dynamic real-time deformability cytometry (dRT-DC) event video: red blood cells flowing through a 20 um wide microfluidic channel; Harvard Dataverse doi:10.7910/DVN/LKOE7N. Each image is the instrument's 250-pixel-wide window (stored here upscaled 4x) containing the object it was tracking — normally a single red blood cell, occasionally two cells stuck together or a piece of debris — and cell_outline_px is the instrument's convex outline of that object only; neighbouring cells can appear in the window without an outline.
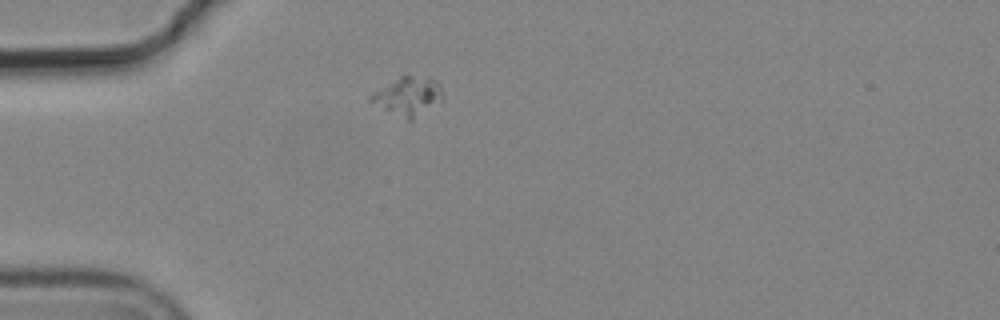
{"species": "common noctule bat (a hibernating species)", "species_latin": "Nyctalus noctula", "temperature_condition": "cold", "stored_images_in_passage": 8, "camera_frame_rate_fps": 3000, "um_per_image_px": 0.085, "animal": {"sex": "male", "body_mass_g": 19.2, "forearm_length_mm": 51.8}, "frame": {"image": 1, "passage_image": 1, "time_ms": 0.0, "image_size_px": [1000, 320], "cell_outline_px": [[444, 100], [412, 120], [408, 120], [368, 100], [368, 96], [400, 76], [428, 76], [436, 80], [440, 84]], "centroid_in_image_um": [34.75, 8.16], "position_along_channel_um": 50.2, "area_um2": 15.9}}
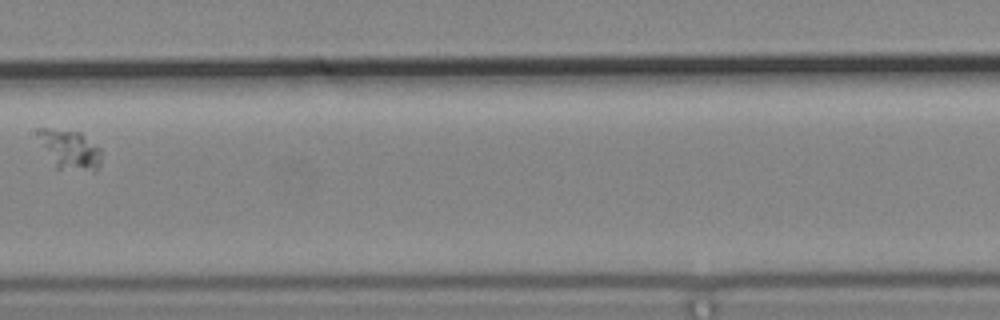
{"frame": {"image": 2, "passage_image": 5, "time_ms": 1.333, "image_size_px": [1000, 320], "cell_outline_px": [[100, 164], [96, 172], [56, 168], [36, 132], [36, 128], [48, 128], [80, 132], [100, 148]], "centroid_in_image_um": [5.97, 12.72], "position_along_channel_um": 201.4, "area_um2": 14.28}}
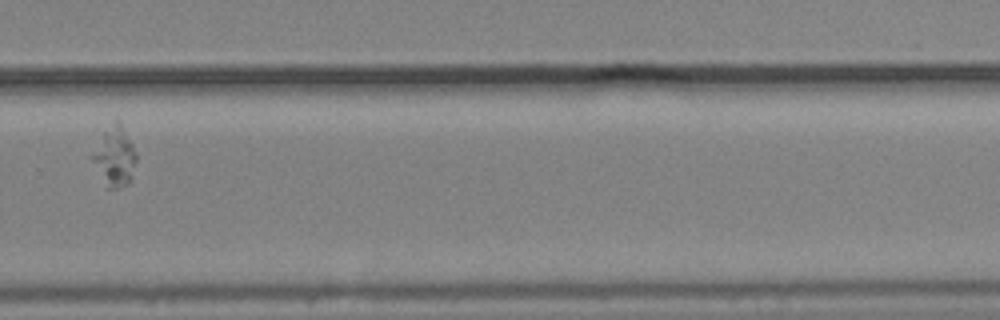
{"frame": {"image": 3, "passage_image": 8, "time_ms": 2.333, "image_size_px": [1000, 320], "cell_outline_px": [[136, 160], [132, 180], [128, 184], [116, 188], [108, 188], [88, 156], [104, 132], [116, 120], [120, 120], [136, 152]], "centroid_in_image_um": [9.74, 13.31], "position_along_channel_um": 320.1, "area_um2": 15.26}}